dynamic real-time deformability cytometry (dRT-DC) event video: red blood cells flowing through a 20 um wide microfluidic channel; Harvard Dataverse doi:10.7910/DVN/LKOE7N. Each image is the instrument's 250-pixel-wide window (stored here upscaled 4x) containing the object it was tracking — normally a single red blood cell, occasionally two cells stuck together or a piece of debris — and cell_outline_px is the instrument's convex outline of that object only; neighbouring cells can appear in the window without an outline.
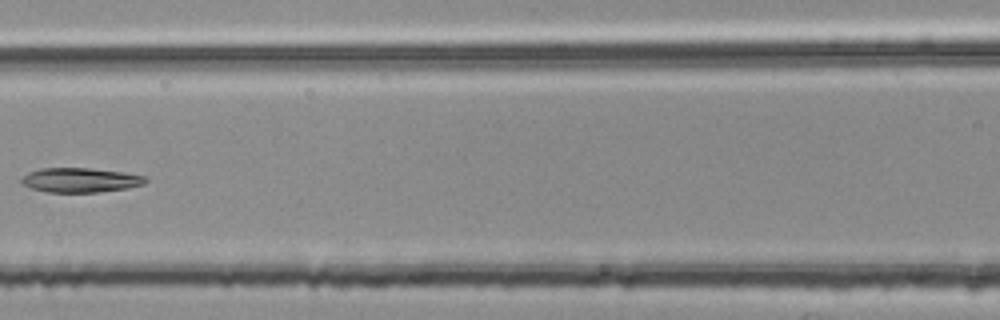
{"species": "common noctule bat (a hibernating species)", "species_latin": "Nyctalus noctula", "temperature_condition": "room temperature", "stored_images_in_passage": 5, "camera_frame_rate_fps": 3000, "um_per_image_px": 0.085, "animal": {"sex": "female", "body_mass_g": 25.1}, "frame": {"image": 1, "passage_image": 5, "time_ms": 1.333, "image_size_px": [1000, 320], "cell_outline_px": [[148, 180], [144, 184], [128, 188], [100, 192], [48, 192], [32, 188], [20, 184], [20, 180], [28, 172], [40, 168], [92, 168], [124, 172], [148, 176]], "centroid_in_image_um": [6.86, 15.3], "position_along_channel_um": 159.7, "area_um2": 17.92}}